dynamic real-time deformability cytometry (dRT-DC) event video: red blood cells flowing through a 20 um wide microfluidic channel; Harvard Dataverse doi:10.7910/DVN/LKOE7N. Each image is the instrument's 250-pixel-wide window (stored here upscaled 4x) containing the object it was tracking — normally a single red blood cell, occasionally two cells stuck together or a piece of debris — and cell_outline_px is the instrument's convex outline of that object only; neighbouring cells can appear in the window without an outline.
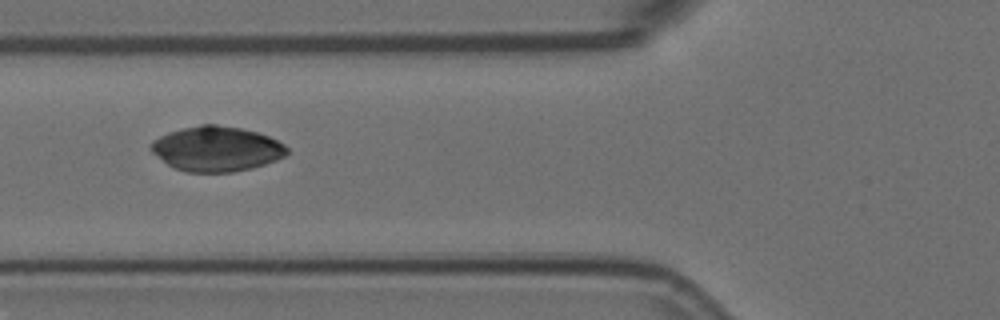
{"species": "Egyptian fruit bat (a non-hibernating species)", "species_latin": "Rousettus aegyptiacus", "temperature_condition": "room temperature", "stored_images_in_passage": 6, "camera_frame_rate_fps": 3000, "um_per_image_px": 0.085, "animal": {"sex": "female"}, "frame": {"image": 1, "passage_image": 2, "time_ms": 0.333, "image_size_px": [1000, 320], "cell_outline_px": [[288, 152], [284, 156], [276, 160], [252, 168], [232, 172], [184, 172], [168, 164], [152, 152], [148, 148], [148, 144], [152, 140], [168, 132], [200, 124], [216, 124], [240, 128], [256, 132], [268, 136], [284, 144], [288, 148]], "centroid_in_image_um": [18.38, 12.65], "position_along_channel_um": 107.4, "area_um2": 35.6}}
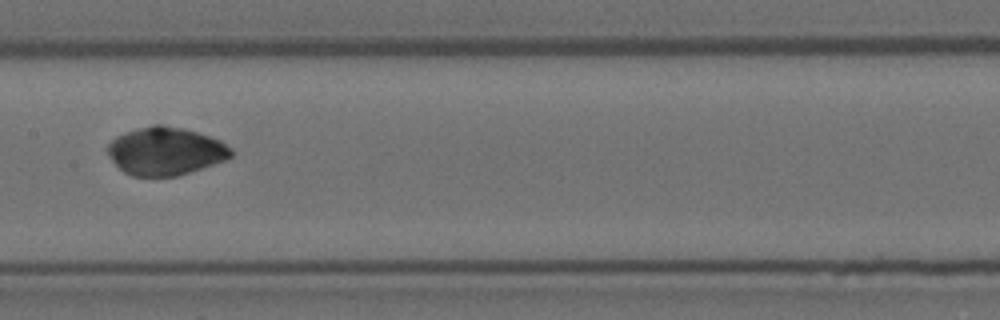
{"frame": {"image": 2, "passage_image": 4, "time_ms": 1.0, "image_size_px": [1000, 320], "cell_outline_px": [[236, 152], [228, 160], [176, 176], [132, 176], [124, 172], [112, 160], [108, 152], [108, 144], [116, 136], [124, 132], [152, 124], [164, 124], [184, 128], [220, 140], [232, 148]], "centroid_in_image_um": [14.11, 12.84], "position_along_channel_um": 193.3, "area_um2": 34.68}}
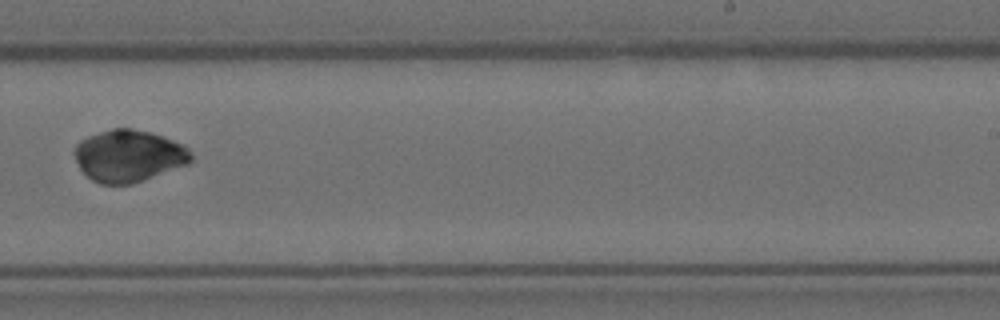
{"frame": {"image": 3, "passage_image": 6, "time_ms": 1.667, "image_size_px": [1000, 320], "cell_outline_px": [[192, 160], [188, 164], [144, 180], [132, 184], [100, 184], [92, 180], [80, 168], [72, 152], [76, 144], [80, 140], [88, 136], [112, 128], [132, 128], [148, 132], [172, 140], [188, 148], [192, 152]], "centroid_in_image_um": [10.92, 13.25], "position_along_channel_um": 278.1, "area_um2": 35.2}}